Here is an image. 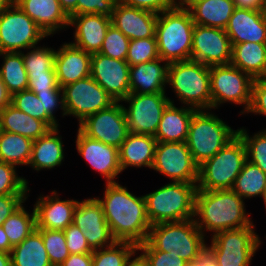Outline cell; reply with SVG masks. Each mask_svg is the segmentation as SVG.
<instances>
[{
	"label": "cell",
	"mask_w": 266,
	"mask_h": 266,
	"mask_svg": "<svg viewBox=\"0 0 266 266\" xmlns=\"http://www.w3.org/2000/svg\"><path fill=\"white\" fill-rule=\"evenodd\" d=\"M178 100L195 110H211L210 66L194 60L169 63L167 85Z\"/></svg>",
	"instance_id": "obj_5"
},
{
	"label": "cell",
	"mask_w": 266,
	"mask_h": 266,
	"mask_svg": "<svg viewBox=\"0 0 266 266\" xmlns=\"http://www.w3.org/2000/svg\"><path fill=\"white\" fill-rule=\"evenodd\" d=\"M237 130V134L246 147L247 160L266 173V129L257 132L253 136H249V133L243 127Z\"/></svg>",
	"instance_id": "obj_41"
},
{
	"label": "cell",
	"mask_w": 266,
	"mask_h": 266,
	"mask_svg": "<svg viewBox=\"0 0 266 266\" xmlns=\"http://www.w3.org/2000/svg\"><path fill=\"white\" fill-rule=\"evenodd\" d=\"M190 59L206 66L230 64L232 45L225 29L195 24Z\"/></svg>",
	"instance_id": "obj_16"
},
{
	"label": "cell",
	"mask_w": 266,
	"mask_h": 266,
	"mask_svg": "<svg viewBox=\"0 0 266 266\" xmlns=\"http://www.w3.org/2000/svg\"><path fill=\"white\" fill-rule=\"evenodd\" d=\"M90 76L115 102H123L130 93L129 64L126 60L113 59L99 52L93 53Z\"/></svg>",
	"instance_id": "obj_18"
},
{
	"label": "cell",
	"mask_w": 266,
	"mask_h": 266,
	"mask_svg": "<svg viewBox=\"0 0 266 266\" xmlns=\"http://www.w3.org/2000/svg\"><path fill=\"white\" fill-rule=\"evenodd\" d=\"M77 131L75 142L78 153L95 171L105 177L106 183H116L115 178L122 173L119 149L86 136L79 128Z\"/></svg>",
	"instance_id": "obj_19"
},
{
	"label": "cell",
	"mask_w": 266,
	"mask_h": 266,
	"mask_svg": "<svg viewBox=\"0 0 266 266\" xmlns=\"http://www.w3.org/2000/svg\"><path fill=\"white\" fill-rule=\"evenodd\" d=\"M60 266H92V253L70 254Z\"/></svg>",
	"instance_id": "obj_54"
},
{
	"label": "cell",
	"mask_w": 266,
	"mask_h": 266,
	"mask_svg": "<svg viewBox=\"0 0 266 266\" xmlns=\"http://www.w3.org/2000/svg\"><path fill=\"white\" fill-rule=\"evenodd\" d=\"M111 24V17L105 15L91 13L71 16L69 27L75 26L74 42L71 43L90 54L98 53Z\"/></svg>",
	"instance_id": "obj_23"
},
{
	"label": "cell",
	"mask_w": 266,
	"mask_h": 266,
	"mask_svg": "<svg viewBox=\"0 0 266 266\" xmlns=\"http://www.w3.org/2000/svg\"><path fill=\"white\" fill-rule=\"evenodd\" d=\"M137 251H142L148 266H190L175 253L156 250L148 241L139 244Z\"/></svg>",
	"instance_id": "obj_46"
},
{
	"label": "cell",
	"mask_w": 266,
	"mask_h": 266,
	"mask_svg": "<svg viewBox=\"0 0 266 266\" xmlns=\"http://www.w3.org/2000/svg\"><path fill=\"white\" fill-rule=\"evenodd\" d=\"M173 182L197 184L199 166L186 142H157L152 168Z\"/></svg>",
	"instance_id": "obj_14"
},
{
	"label": "cell",
	"mask_w": 266,
	"mask_h": 266,
	"mask_svg": "<svg viewBox=\"0 0 266 266\" xmlns=\"http://www.w3.org/2000/svg\"><path fill=\"white\" fill-rule=\"evenodd\" d=\"M246 113L266 116V78H256L253 80L251 105Z\"/></svg>",
	"instance_id": "obj_50"
},
{
	"label": "cell",
	"mask_w": 266,
	"mask_h": 266,
	"mask_svg": "<svg viewBox=\"0 0 266 266\" xmlns=\"http://www.w3.org/2000/svg\"><path fill=\"white\" fill-rule=\"evenodd\" d=\"M261 14L266 20V0H262Z\"/></svg>",
	"instance_id": "obj_63"
},
{
	"label": "cell",
	"mask_w": 266,
	"mask_h": 266,
	"mask_svg": "<svg viewBox=\"0 0 266 266\" xmlns=\"http://www.w3.org/2000/svg\"><path fill=\"white\" fill-rule=\"evenodd\" d=\"M158 14L117 1L111 16L112 25L130 40L156 37Z\"/></svg>",
	"instance_id": "obj_21"
},
{
	"label": "cell",
	"mask_w": 266,
	"mask_h": 266,
	"mask_svg": "<svg viewBox=\"0 0 266 266\" xmlns=\"http://www.w3.org/2000/svg\"><path fill=\"white\" fill-rule=\"evenodd\" d=\"M193 266H217L212 259L206 254L201 260H199Z\"/></svg>",
	"instance_id": "obj_61"
},
{
	"label": "cell",
	"mask_w": 266,
	"mask_h": 266,
	"mask_svg": "<svg viewBox=\"0 0 266 266\" xmlns=\"http://www.w3.org/2000/svg\"><path fill=\"white\" fill-rule=\"evenodd\" d=\"M34 204L36 228L64 231L73 223L77 200H62L56 190L51 196L40 195Z\"/></svg>",
	"instance_id": "obj_20"
},
{
	"label": "cell",
	"mask_w": 266,
	"mask_h": 266,
	"mask_svg": "<svg viewBox=\"0 0 266 266\" xmlns=\"http://www.w3.org/2000/svg\"><path fill=\"white\" fill-rule=\"evenodd\" d=\"M12 246L10 244L9 238L6 235L4 228L0 226V251L5 253H11Z\"/></svg>",
	"instance_id": "obj_58"
},
{
	"label": "cell",
	"mask_w": 266,
	"mask_h": 266,
	"mask_svg": "<svg viewBox=\"0 0 266 266\" xmlns=\"http://www.w3.org/2000/svg\"><path fill=\"white\" fill-rule=\"evenodd\" d=\"M48 130L50 128L43 121L29 116L11 104L0 111V131L16 133L36 140Z\"/></svg>",
	"instance_id": "obj_32"
},
{
	"label": "cell",
	"mask_w": 266,
	"mask_h": 266,
	"mask_svg": "<svg viewBox=\"0 0 266 266\" xmlns=\"http://www.w3.org/2000/svg\"><path fill=\"white\" fill-rule=\"evenodd\" d=\"M73 224L83 232L92 250L110 247L116 242L97 198L78 201Z\"/></svg>",
	"instance_id": "obj_17"
},
{
	"label": "cell",
	"mask_w": 266,
	"mask_h": 266,
	"mask_svg": "<svg viewBox=\"0 0 266 266\" xmlns=\"http://www.w3.org/2000/svg\"><path fill=\"white\" fill-rule=\"evenodd\" d=\"M147 241L156 250L175 253L190 266L207 254L205 236L194 218L154 224L150 227Z\"/></svg>",
	"instance_id": "obj_3"
},
{
	"label": "cell",
	"mask_w": 266,
	"mask_h": 266,
	"mask_svg": "<svg viewBox=\"0 0 266 266\" xmlns=\"http://www.w3.org/2000/svg\"><path fill=\"white\" fill-rule=\"evenodd\" d=\"M42 235L44 247L52 266H60L70 255L66 246L64 231L38 229Z\"/></svg>",
	"instance_id": "obj_42"
},
{
	"label": "cell",
	"mask_w": 266,
	"mask_h": 266,
	"mask_svg": "<svg viewBox=\"0 0 266 266\" xmlns=\"http://www.w3.org/2000/svg\"><path fill=\"white\" fill-rule=\"evenodd\" d=\"M113 238L137 246L147 241L150 227L144 196H135L127 187L106 183L104 197H97Z\"/></svg>",
	"instance_id": "obj_1"
},
{
	"label": "cell",
	"mask_w": 266,
	"mask_h": 266,
	"mask_svg": "<svg viewBox=\"0 0 266 266\" xmlns=\"http://www.w3.org/2000/svg\"><path fill=\"white\" fill-rule=\"evenodd\" d=\"M65 13L71 17L77 15V0H58Z\"/></svg>",
	"instance_id": "obj_57"
},
{
	"label": "cell",
	"mask_w": 266,
	"mask_h": 266,
	"mask_svg": "<svg viewBox=\"0 0 266 266\" xmlns=\"http://www.w3.org/2000/svg\"><path fill=\"white\" fill-rule=\"evenodd\" d=\"M59 132L58 127L51 128L42 137L33 140L28 165L37 172L60 166L64 161L63 141Z\"/></svg>",
	"instance_id": "obj_30"
},
{
	"label": "cell",
	"mask_w": 266,
	"mask_h": 266,
	"mask_svg": "<svg viewBox=\"0 0 266 266\" xmlns=\"http://www.w3.org/2000/svg\"><path fill=\"white\" fill-rule=\"evenodd\" d=\"M14 0H0V12L10 6Z\"/></svg>",
	"instance_id": "obj_62"
},
{
	"label": "cell",
	"mask_w": 266,
	"mask_h": 266,
	"mask_svg": "<svg viewBox=\"0 0 266 266\" xmlns=\"http://www.w3.org/2000/svg\"><path fill=\"white\" fill-rule=\"evenodd\" d=\"M194 25L181 1L159 13L155 32L159 58L168 63L190 60Z\"/></svg>",
	"instance_id": "obj_4"
},
{
	"label": "cell",
	"mask_w": 266,
	"mask_h": 266,
	"mask_svg": "<svg viewBox=\"0 0 266 266\" xmlns=\"http://www.w3.org/2000/svg\"><path fill=\"white\" fill-rule=\"evenodd\" d=\"M265 187L266 173L257 165L246 160L232 190L245 200V198L262 197Z\"/></svg>",
	"instance_id": "obj_36"
},
{
	"label": "cell",
	"mask_w": 266,
	"mask_h": 266,
	"mask_svg": "<svg viewBox=\"0 0 266 266\" xmlns=\"http://www.w3.org/2000/svg\"><path fill=\"white\" fill-rule=\"evenodd\" d=\"M34 93L63 92L58 85L56 73L28 74V88Z\"/></svg>",
	"instance_id": "obj_47"
},
{
	"label": "cell",
	"mask_w": 266,
	"mask_h": 266,
	"mask_svg": "<svg viewBox=\"0 0 266 266\" xmlns=\"http://www.w3.org/2000/svg\"><path fill=\"white\" fill-rule=\"evenodd\" d=\"M165 93L127 95L123 101L129 105L123 108L129 133L155 136L162 113L171 100Z\"/></svg>",
	"instance_id": "obj_13"
},
{
	"label": "cell",
	"mask_w": 266,
	"mask_h": 266,
	"mask_svg": "<svg viewBox=\"0 0 266 266\" xmlns=\"http://www.w3.org/2000/svg\"><path fill=\"white\" fill-rule=\"evenodd\" d=\"M197 184L172 182L144 195L151 225L194 218Z\"/></svg>",
	"instance_id": "obj_6"
},
{
	"label": "cell",
	"mask_w": 266,
	"mask_h": 266,
	"mask_svg": "<svg viewBox=\"0 0 266 266\" xmlns=\"http://www.w3.org/2000/svg\"><path fill=\"white\" fill-rule=\"evenodd\" d=\"M158 58L156 37L130 40L126 57L129 66L147 63Z\"/></svg>",
	"instance_id": "obj_43"
},
{
	"label": "cell",
	"mask_w": 266,
	"mask_h": 266,
	"mask_svg": "<svg viewBox=\"0 0 266 266\" xmlns=\"http://www.w3.org/2000/svg\"><path fill=\"white\" fill-rule=\"evenodd\" d=\"M91 55L70 42L62 44L54 59L58 85L62 88L90 76Z\"/></svg>",
	"instance_id": "obj_22"
},
{
	"label": "cell",
	"mask_w": 266,
	"mask_h": 266,
	"mask_svg": "<svg viewBox=\"0 0 266 266\" xmlns=\"http://www.w3.org/2000/svg\"><path fill=\"white\" fill-rule=\"evenodd\" d=\"M12 94L8 91L0 76V111L11 104Z\"/></svg>",
	"instance_id": "obj_56"
},
{
	"label": "cell",
	"mask_w": 266,
	"mask_h": 266,
	"mask_svg": "<svg viewBox=\"0 0 266 266\" xmlns=\"http://www.w3.org/2000/svg\"><path fill=\"white\" fill-rule=\"evenodd\" d=\"M246 160V147L237 134L212 158L199 166L197 190L232 189Z\"/></svg>",
	"instance_id": "obj_8"
},
{
	"label": "cell",
	"mask_w": 266,
	"mask_h": 266,
	"mask_svg": "<svg viewBox=\"0 0 266 266\" xmlns=\"http://www.w3.org/2000/svg\"><path fill=\"white\" fill-rule=\"evenodd\" d=\"M261 198H263V201H264V204H265V208H266V187H265V189L263 191V194H262Z\"/></svg>",
	"instance_id": "obj_64"
},
{
	"label": "cell",
	"mask_w": 266,
	"mask_h": 266,
	"mask_svg": "<svg viewBox=\"0 0 266 266\" xmlns=\"http://www.w3.org/2000/svg\"><path fill=\"white\" fill-rule=\"evenodd\" d=\"M124 5L154 12L156 14L174 8L180 0H118Z\"/></svg>",
	"instance_id": "obj_51"
},
{
	"label": "cell",
	"mask_w": 266,
	"mask_h": 266,
	"mask_svg": "<svg viewBox=\"0 0 266 266\" xmlns=\"http://www.w3.org/2000/svg\"><path fill=\"white\" fill-rule=\"evenodd\" d=\"M28 50L26 54L21 52L27 74L56 73L54 68L55 49L34 46Z\"/></svg>",
	"instance_id": "obj_40"
},
{
	"label": "cell",
	"mask_w": 266,
	"mask_h": 266,
	"mask_svg": "<svg viewBox=\"0 0 266 266\" xmlns=\"http://www.w3.org/2000/svg\"><path fill=\"white\" fill-rule=\"evenodd\" d=\"M253 78L231 63L210 66V92L212 109L230 102L244 105L240 113L246 114L251 105Z\"/></svg>",
	"instance_id": "obj_10"
},
{
	"label": "cell",
	"mask_w": 266,
	"mask_h": 266,
	"mask_svg": "<svg viewBox=\"0 0 266 266\" xmlns=\"http://www.w3.org/2000/svg\"><path fill=\"white\" fill-rule=\"evenodd\" d=\"M28 181L18 176L16 166L0 161V195H28Z\"/></svg>",
	"instance_id": "obj_44"
},
{
	"label": "cell",
	"mask_w": 266,
	"mask_h": 266,
	"mask_svg": "<svg viewBox=\"0 0 266 266\" xmlns=\"http://www.w3.org/2000/svg\"><path fill=\"white\" fill-rule=\"evenodd\" d=\"M29 195H0V226L18 210Z\"/></svg>",
	"instance_id": "obj_53"
},
{
	"label": "cell",
	"mask_w": 266,
	"mask_h": 266,
	"mask_svg": "<svg viewBox=\"0 0 266 266\" xmlns=\"http://www.w3.org/2000/svg\"><path fill=\"white\" fill-rule=\"evenodd\" d=\"M0 266H12L11 253H5L0 251Z\"/></svg>",
	"instance_id": "obj_60"
},
{
	"label": "cell",
	"mask_w": 266,
	"mask_h": 266,
	"mask_svg": "<svg viewBox=\"0 0 266 266\" xmlns=\"http://www.w3.org/2000/svg\"><path fill=\"white\" fill-rule=\"evenodd\" d=\"M225 32L231 44L266 43V20L260 10L235 8Z\"/></svg>",
	"instance_id": "obj_25"
},
{
	"label": "cell",
	"mask_w": 266,
	"mask_h": 266,
	"mask_svg": "<svg viewBox=\"0 0 266 266\" xmlns=\"http://www.w3.org/2000/svg\"><path fill=\"white\" fill-rule=\"evenodd\" d=\"M136 252L137 250L132 255L129 256L124 266H148L147 260L145 259L142 253L131 260V257L135 256Z\"/></svg>",
	"instance_id": "obj_59"
},
{
	"label": "cell",
	"mask_w": 266,
	"mask_h": 266,
	"mask_svg": "<svg viewBox=\"0 0 266 266\" xmlns=\"http://www.w3.org/2000/svg\"><path fill=\"white\" fill-rule=\"evenodd\" d=\"M117 1L118 0H77V15L93 13L111 17Z\"/></svg>",
	"instance_id": "obj_49"
},
{
	"label": "cell",
	"mask_w": 266,
	"mask_h": 266,
	"mask_svg": "<svg viewBox=\"0 0 266 266\" xmlns=\"http://www.w3.org/2000/svg\"><path fill=\"white\" fill-rule=\"evenodd\" d=\"M11 264L12 266H52L42 235L37 228L12 248Z\"/></svg>",
	"instance_id": "obj_33"
},
{
	"label": "cell",
	"mask_w": 266,
	"mask_h": 266,
	"mask_svg": "<svg viewBox=\"0 0 266 266\" xmlns=\"http://www.w3.org/2000/svg\"><path fill=\"white\" fill-rule=\"evenodd\" d=\"M168 66L169 63L161 58L129 66L130 93L153 94L166 92Z\"/></svg>",
	"instance_id": "obj_26"
},
{
	"label": "cell",
	"mask_w": 266,
	"mask_h": 266,
	"mask_svg": "<svg viewBox=\"0 0 266 266\" xmlns=\"http://www.w3.org/2000/svg\"><path fill=\"white\" fill-rule=\"evenodd\" d=\"M197 110L181 106H175L174 101L164 109L161 120L155 134L157 142H186L189 124L193 114Z\"/></svg>",
	"instance_id": "obj_28"
},
{
	"label": "cell",
	"mask_w": 266,
	"mask_h": 266,
	"mask_svg": "<svg viewBox=\"0 0 266 266\" xmlns=\"http://www.w3.org/2000/svg\"><path fill=\"white\" fill-rule=\"evenodd\" d=\"M235 8L247 10H261L262 0H232Z\"/></svg>",
	"instance_id": "obj_55"
},
{
	"label": "cell",
	"mask_w": 266,
	"mask_h": 266,
	"mask_svg": "<svg viewBox=\"0 0 266 266\" xmlns=\"http://www.w3.org/2000/svg\"><path fill=\"white\" fill-rule=\"evenodd\" d=\"M3 64L0 76L8 91L13 95L28 88V74L24 66L22 53L0 52Z\"/></svg>",
	"instance_id": "obj_35"
},
{
	"label": "cell",
	"mask_w": 266,
	"mask_h": 266,
	"mask_svg": "<svg viewBox=\"0 0 266 266\" xmlns=\"http://www.w3.org/2000/svg\"><path fill=\"white\" fill-rule=\"evenodd\" d=\"M195 24L225 29L235 9L232 0H180Z\"/></svg>",
	"instance_id": "obj_27"
},
{
	"label": "cell",
	"mask_w": 266,
	"mask_h": 266,
	"mask_svg": "<svg viewBox=\"0 0 266 266\" xmlns=\"http://www.w3.org/2000/svg\"><path fill=\"white\" fill-rule=\"evenodd\" d=\"M237 131L210 110H198L191 118L186 145L200 166L232 140Z\"/></svg>",
	"instance_id": "obj_7"
},
{
	"label": "cell",
	"mask_w": 266,
	"mask_h": 266,
	"mask_svg": "<svg viewBox=\"0 0 266 266\" xmlns=\"http://www.w3.org/2000/svg\"><path fill=\"white\" fill-rule=\"evenodd\" d=\"M37 97L43 104V109H45L46 113L55 121L56 116L55 112L58 107L62 110V115L66 116L65 114V107H64V99H63V92H44V93H35Z\"/></svg>",
	"instance_id": "obj_52"
},
{
	"label": "cell",
	"mask_w": 266,
	"mask_h": 266,
	"mask_svg": "<svg viewBox=\"0 0 266 266\" xmlns=\"http://www.w3.org/2000/svg\"><path fill=\"white\" fill-rule=\"evenodd\" d=\"M254 224L217 232L207 246V255L217 266H249L260 246Z\"/></svg>",
	"instance_id": "obj_9"
},
{
	"label": "cell",
	"mask_w": 266,
	"mask_h": 266,
	"mask_svg": "<svg viewBox=\"0 0 266 266\" xmlns=\"http://www.w3.org/2000/svg\"><path fill=\"white\" fill-rule=\"evenodd\" d=\"M78 128L86 136L118 149L129 134L126 115L120 102L88 116Z\"/></svg>",
	"instance_id": "obj_15"
},
{
	"label": "cell",
	"mask_w": 266,
	"mask_h": 266,
	"mask_svg": "<svg viewBox=\"0 0 266 266\" xmlns=\"http://www.w3.org/2000/svg\"><path fill=\"white\" fill-rule=\"evenodd\" d=\"M66 246L70 254L93 253V250L87 244L83 232L75 225L70 224L64 230Z\"/></svg>",
	"instance_id": "obj_48"
},
{
	"label": "cell",
	"mask_w": 266,
	"mask_h": 266,
	"mask_svg": "<svg viewBox=\"0 0 266 266\" xmlns=\"http://www.w3.org/2000/svg\"><path fill=\"white\" fill-rule=\"evenodd\" d=\"M136 250L134 243L116 241L110 247L93 250L92 266H124Z\"/></svg>",
	"instance_id": "obj_38"
},
{
	"label": "cell",
	"mask_w": 266,
	"mask_h": 266,
	"mask_svg": "<svg viewBox=\"0 0 266 266\" xmlns=\"http://www.w3.org/2000/svg\"><path fill=\"white\" fill-rule=\"evenodd\" d=\"M66 115L80 124L88 116L109 108L115 100L91 76L62 87Z\"/></svg>",
	"instance_id": "obj_12"
},
{
	"label": "cell",
	"mask_w": 266,
	"mask_h": 266,
	"mask_svg": "<svg viewBox=\"0 0 266 266\" xmlns=\"http://www.w3.org/2000/svg\"><path fill=\"white\" fill-rule=\"evenodd\" d=\"M157 141L152 135L129 133L119 148L121 170L133 167L152 168Z\"/></svg>",
	"instance_id": "obj_29"
},
{
	"label": "cell",
	"mask_w": 266,
	"mask_h": 266,
	"mask_svg": "<svg viewBox=\"0 0 266 266\" xmlns=\"http://www.w3.org/2000/svg\"><path fill=\"white\" fill-rule=\"evenodd\" d=\"M244 199L232 189L197 190L195 222L205 236L206 231L217 232L250 226L253 221L246 213ZM205 229V230H204Z\"/></svg>",
	"instance_id": "obj_2"
},
{
	"label": "cell",
	"mask_w": 266,
	"mask_h": 266,
	"mask_svg": "<svg viewBox=\"0 0 266 266\" xmlns=\"http://www.w3.org/2000/svg\"><path fill=\"white\" fill-rule=\"evenodd\" d=\"M14 2L47 37L69 26L70 17L62 9L58 0H14Z\"/></svg>",
	"instance_id": "obj_24"
},
{
	"label": "cell",
	"mask_w": 266,
	"mask_h": 266,
	"mask_svg": "<svg viewBox=\"0 0 266 266\" xmlns=\"http://www.w3.org/2000/svg\"><path fill=\"white\" fill-rule=\"evenodd\" d=\"M33 140L11 132L0 131V161L12 165H28Z\"/></svg>",
	"instance_id": "obj_34"
},
{
	"label": "cell",
	"mask_w": 266,
	"mask_h": 266,
	"mask_svg": "<svg viewBox=\"0 0 266 266\" xmlns=\"http://www.w3.org/2000/svg\"><path fill=\"white\" fill-rule=\"evenodd\" d=\"M130 39L114 25H110L99 53L113 59L126 60Z\"/></svg>",
	"instance_id": "obj_45"
},
{
	"label": "cell",
	"mask_w": 266,
	"mask_h": 266,
	"mask_svg": "<svg viewBox=\"0 0 266 266\" xmlns=\"http://www.w3.org/2000/svg\"><path fill=\"white\" fill-rule=\"evenodd\" d=\"M11 105L29 116L43 121L50 129L59 127L58 122H55L43 109V104L37 95L29 89L14 93Z\"/></svg>",
	"instance_id": "obj_39"
},
{
	"label": "cell",
	"mask_w": 266,
	"mask_h": 266,
	"mask_svg": "<svg viewBox=\"0 0 266 266\" xmlns=\"http://www.w3.org/2000/svg\"><path fill=\"white\" fill-rule=\"evenodd\" d=\"M27 212L22 205L18 210L11 214L2 224L12 247L20 244L36 229V213Z\"/></svg>",
	"instance_id": "obj_37"
},
{
	"label": "cell",
	"mask_w": 266,
	"mask_h": 266,
	"mask_svg": "<svg viewBox=\"0 0 266 266\" xmlns=\"http://www.w3.org/2000/svg\"><path fill=\"white\" fill-rule=\"evenodd\" d=\"M46 34L21 8L13 2L0 12V52L28 50L38 44Z\"/></svg>",
	"instance_id": "obj_11"
},
{
	"label": "cell",
	"mask_w": 266,
	"mask_h": 266,
	"mask_svg": "<svg viewBox=\"0 0 266 266\" xmlns=\"http://www.w3.org/2000/svg\"><path fill=\"white\" fill-rule=\"evenodd\" d=\"M232 45L231 64L253 79L266 78V43L244 42Z\"/></svg>",
	"instance_id": "obj_31"
}]
</instances>
